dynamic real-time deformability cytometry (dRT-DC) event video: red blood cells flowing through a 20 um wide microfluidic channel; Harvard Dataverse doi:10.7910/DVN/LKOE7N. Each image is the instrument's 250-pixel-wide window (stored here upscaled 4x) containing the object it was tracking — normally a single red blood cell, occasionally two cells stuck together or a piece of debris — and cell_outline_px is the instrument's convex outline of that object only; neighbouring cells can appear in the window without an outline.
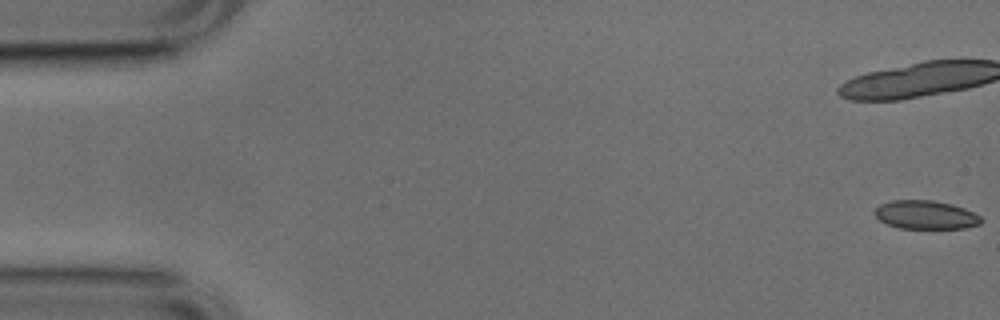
{"species": "common noctule bat (a hibernating species)", "species_latin": "Nyctalus noctula", "temperature_condition": "cold", "stored_images_in_passage": 6, "camera_frame_rate_fps": 3000, "um_per_image_px": 0.085, "animal": {"sex": "male", "body_mass_g": 17.9, "forearm_length_mm": 54.2}, "frame": {"image": 1, "passage_image": 1, "time_ms": 0.0, "image_size_px": [1000, 320], "cell_outline_px": [[980, 224], [964, 228], [900, 228], [888, 224], [880, 220], [876, 216], [876, 208], [880, 204], [892, 200], [932, 200], [952, 204], [964, 208], [980, 216]], "centroid_in_image_um": [78.68, 18.25], "position_along_channel_um": 6.3, "area_um2": 17.46}}